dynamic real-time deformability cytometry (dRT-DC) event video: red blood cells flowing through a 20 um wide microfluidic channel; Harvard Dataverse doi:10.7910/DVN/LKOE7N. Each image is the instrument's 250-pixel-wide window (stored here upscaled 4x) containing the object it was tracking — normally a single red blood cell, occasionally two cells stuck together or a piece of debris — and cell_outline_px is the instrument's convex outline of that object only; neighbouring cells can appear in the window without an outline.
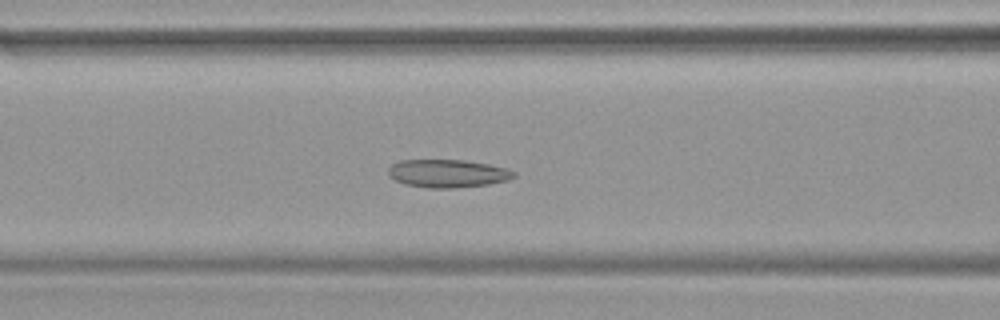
{"species": "common noctule bat (a hibernating species)", "species_latin": "Nyctalus noctula", "temperature_condition": "warm", "stored_images_in_passage": 32, "camera_frame_rate_fps": 3000, "um_per_image_px": 0.085, "animal": {"sex": "female", "body_mass_g": 19.9}, "frame": {"image": 1, "passage_image": 12, "time_ms": 3.667, "image_size_px": [1000, 320], "cell_outline_px": [[516, 176], [508, 180], [488, 184], [456, 188], [428, 188], [404, 184], [388, 176], [388, 168], [392, 164], [400, 160], [464, 160], [488, 164], [508, 168], [516, 172]], "centroid_in_image_um": [38.06, 14.74], "position_along_channel_um": 128.5, "area_um2": 20.63}}
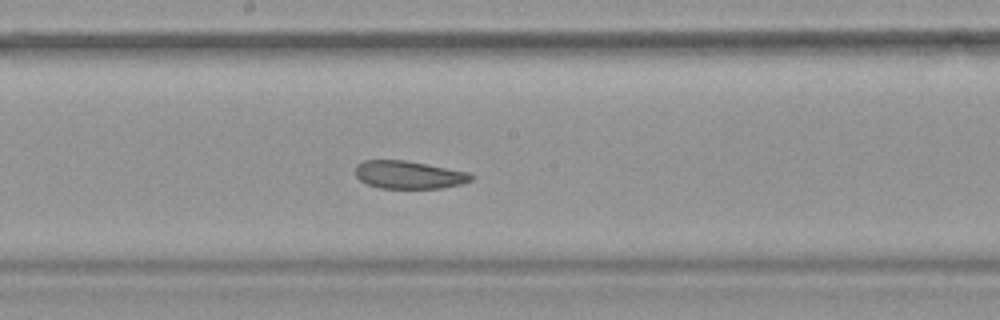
{"frame": {"image": 2, "passage_image": 18, "time_ms": 5.667, "image_size_px": [1000, 320], "cell_outline_px": [[476, 176], [472, 180], [460, 184], [440, 188], [380, 188], [368, 184], [360, 180], [356, 176], [356, 164], [364, 160], [404, 160], [468, 172]], "centroid_in_image_um": [34.74, 14.86], "position_along_channel_um": 213.5, "area_um2": 18.67}}
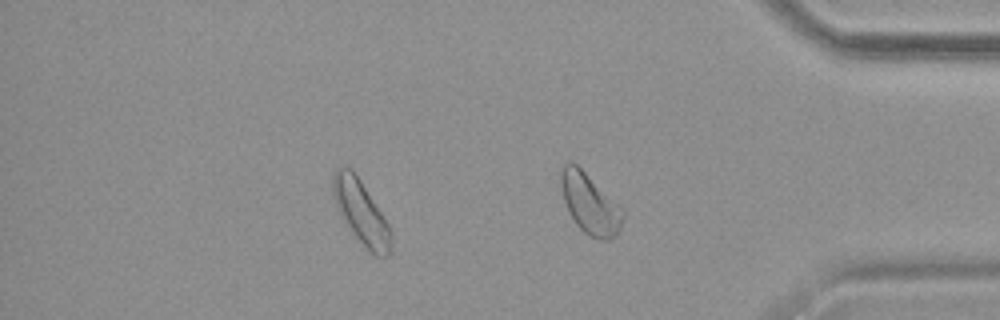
{"frame": {"image": 3, "passage_image": 31, "time_ms": 10.0, "image_size_px": [1000, 320], "cell_outline_px": [[392, 252], [388, 256], [376, 256], [352, 232], [340, 216], [336, 208], [332, 192], [332, 176], [336, 168], [344, 164], [348, 164], [352, 168], [360, 180], [388, 224], [392, 232]], "centroid_in_image_um": [30.66, 17.99], "position_along_channel_um": 404.5, "area_um2": 21.56}}